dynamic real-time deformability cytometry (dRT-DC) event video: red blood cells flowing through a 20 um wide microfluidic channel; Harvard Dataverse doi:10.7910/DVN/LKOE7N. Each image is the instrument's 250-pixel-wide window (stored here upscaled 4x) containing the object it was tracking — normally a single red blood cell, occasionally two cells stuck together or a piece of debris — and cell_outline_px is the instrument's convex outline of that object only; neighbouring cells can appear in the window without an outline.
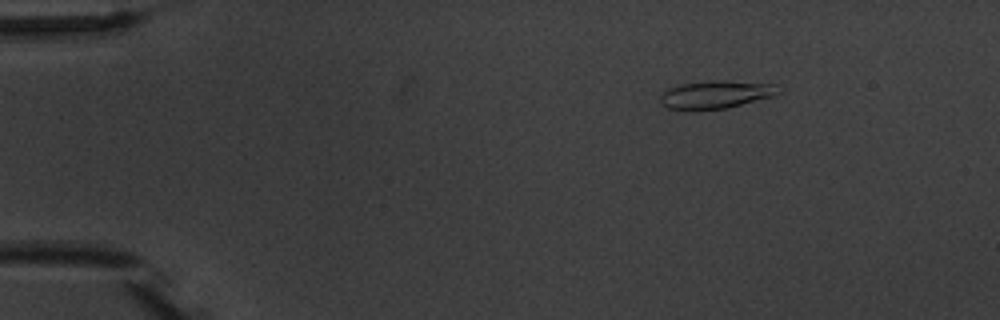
{"species": "common noctule bat (a hibernating species)", "species_latin": "Nyctalus noctula", "temperature_condition": "warm", "stored_images_in_passage": 6, "camera_frame_rate_fps": 3000, "um_per_image_px": 0.085, "animal": {"sex": "male", "body_mass_g": 20.1, "forearm_length_mm": 53.5}, "frame": {"image": 1, "passage_image": 3, "time_ms": 2.333, "image_size_px": [1000, 320], "cell_outline_px": [[780, 92], [772, 96], [728, 108], [668, 108], [660, 100], [660, 96], [668, 88], [680, 84], [716, 80], [724, 80], [776, 84]], "centroid_in_image_um": [60.89, 8.0], "position_along_channel_um": 24.1, "area_um2": 18.61}}